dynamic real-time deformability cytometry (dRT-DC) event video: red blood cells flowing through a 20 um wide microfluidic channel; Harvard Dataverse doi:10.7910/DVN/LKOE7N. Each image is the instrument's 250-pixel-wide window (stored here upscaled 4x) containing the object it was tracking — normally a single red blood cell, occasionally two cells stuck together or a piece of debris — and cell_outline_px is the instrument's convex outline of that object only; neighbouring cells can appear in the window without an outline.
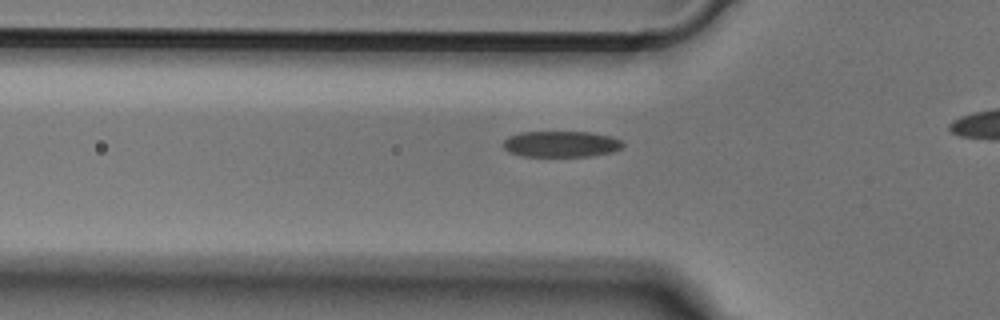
{"species": "Egyptian fruit bat (a non-hibernating species)", "species_latin": "Rousettus aegyptiacus", "temperature_condition": "cold", "stored_images_in_passage": 24, "camera_frame_rate_fps": 3000, "um_per_image_px": 0.085, "animal": {"sex": "male"}, "frame": {"image": 1, "passage_image": 12, "time_ms": 3.667, "image_size_px": [1000, 320], "cell_outline_px": [[624, 148], [612, 152], [592, 156], [520, 156], [508, 152], [504, 148], [504, 140], [508, 136], [520, 132], [592, 132], [612, 136], [620, 140], [624, 144]], "centroid_in_image_um": [47.71, 12.24], "position_along_channel_um": 78.1, "area_um2": 18.38}}
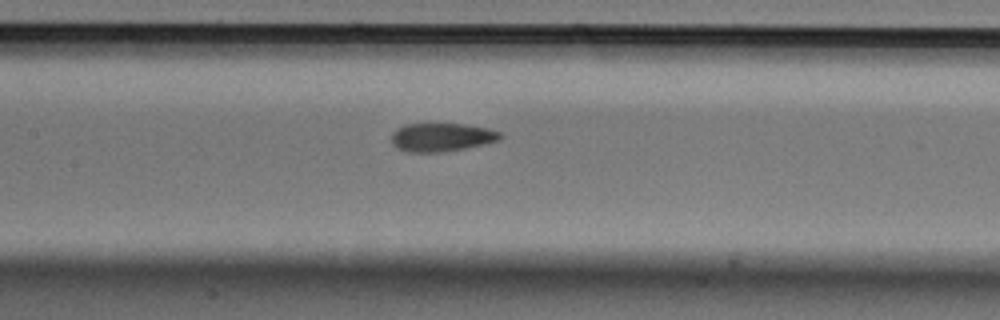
{"frame": {"image": 2, "passage_image": 19, "time_ms": 6.0, "image_size_px": [1000, 320], "cell_outline_px": [[504, 136], [500, 140], [484, 144], [464, 148], [440, 152], [408, 152], [396, 148], [392, 144], [392, 132], [396, 128], [404, 124], [464, 124], [488, 128], [500, 132]], "centroid_in_image_um": [37.53, 11.66], "position_along_channel_um": 169.9, "area_um2": 18.09}}
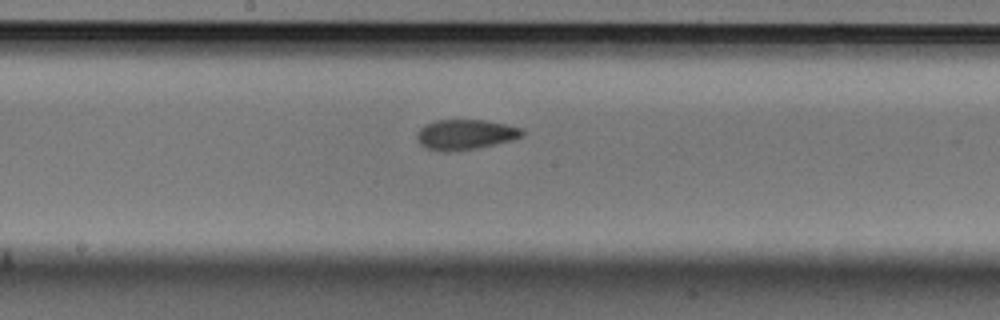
{"frame": {"image": 3, "passage_image": 22, "time_ms": 7.0, "image_size_px": [1000, 320], "cell_outline_px": [[524, 136], [516, 140], [476, 148], [444, 152], [428, 148], [420, 144], [416, 136], [420, 128], [424, 124], [436, 120], [484, 120], [508, 124], [520, 128], [524, 132]], "centroid_in_image_um": [39.59, 11.43], "position_along_channel_um": 208.6, "area_um2": 18.61}}